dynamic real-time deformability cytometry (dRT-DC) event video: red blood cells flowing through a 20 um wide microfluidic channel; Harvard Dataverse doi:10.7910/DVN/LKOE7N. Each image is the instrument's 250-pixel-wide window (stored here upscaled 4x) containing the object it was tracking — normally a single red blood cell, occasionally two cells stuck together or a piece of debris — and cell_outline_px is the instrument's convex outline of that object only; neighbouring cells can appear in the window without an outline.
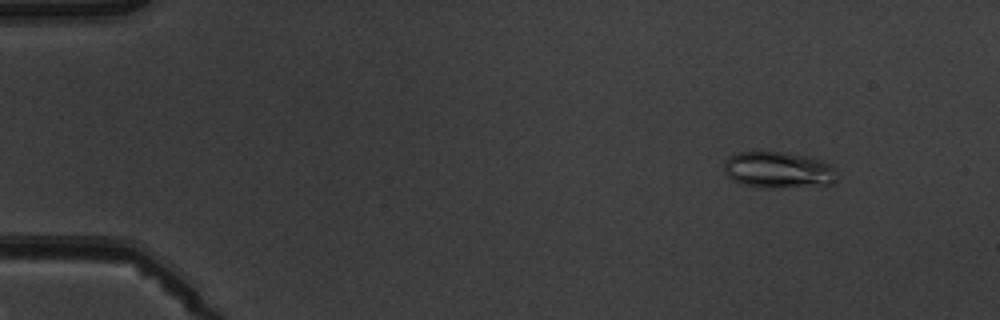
{"species": "common noctule bat (a hibernating species)", "species_latin": "Nyctalus noctula", "temperature_condition": "warm", "stored_images_in_passage": 5, "camera_frame_rate_fps": 3000, "um_per_image_px": 0.085, "animal": {"sex": "male", "body_mass_g": 19.5, "forearm_length_mm": 54.6}, "frame": {"image": 1, "passage_image": 1, "time_ms": 0.0, "image_size_px": [1000, 320], "cell_outline_px": [[840, 176], [832, 184], [772, 188], [760, 188], [740, 184], [732, 180], [728, 176], [724, 168], [724, 164], [736, 152], [784, 152], [804, 156], [820, 160], [832, 164]], "centroid_in_image_um": [66.2, 14.46], "position_along_channel_um": 18.8, "area_um2": 24.04}}